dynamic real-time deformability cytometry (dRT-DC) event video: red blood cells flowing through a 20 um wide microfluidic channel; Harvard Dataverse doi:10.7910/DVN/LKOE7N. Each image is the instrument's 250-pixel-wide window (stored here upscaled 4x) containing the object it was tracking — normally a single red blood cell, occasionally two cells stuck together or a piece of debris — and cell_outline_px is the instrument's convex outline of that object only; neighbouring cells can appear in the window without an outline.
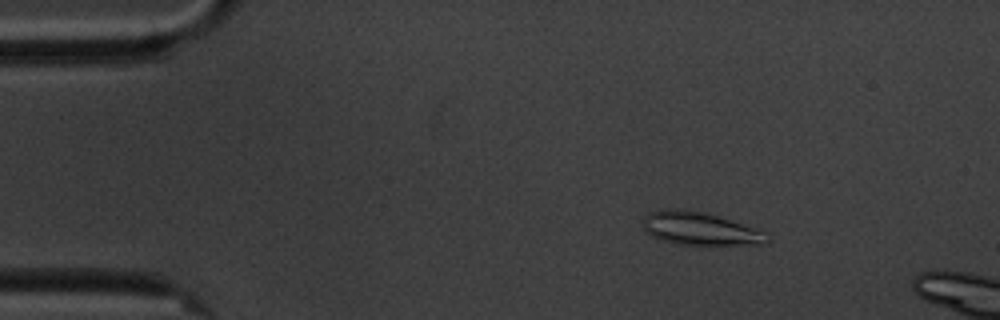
{"species": "common noctule bat (a hibernating species)", "species_latin": "Nyctalus noctula", "temperature_condition": "cold", "stored_images_in_passage": 4, "camera_frame_rate_fps": 3000, "um_per_image_px": 0.085, "animal": {"sex": "male", "body_mass_g": 20.1, "forearm_length_mm": 53.5}, "frame": {"image": 1, "passage_image": 1, "time_ms": 0.0, "image_size_px": [1000, 320], "cell_outline_px": [[768, 240], [764, 244], [716, 248], [676, 244], [660, 240], [652, 236], [644, 228], [644, 216], [648, 212], [668, 208], [684, 208], [704, 212], [756, 228], [768, 232]], "centroid_in_image_um": [59.56, 19.49], "position_along_channel_um": 25.4, "area_um2": 25.03}}